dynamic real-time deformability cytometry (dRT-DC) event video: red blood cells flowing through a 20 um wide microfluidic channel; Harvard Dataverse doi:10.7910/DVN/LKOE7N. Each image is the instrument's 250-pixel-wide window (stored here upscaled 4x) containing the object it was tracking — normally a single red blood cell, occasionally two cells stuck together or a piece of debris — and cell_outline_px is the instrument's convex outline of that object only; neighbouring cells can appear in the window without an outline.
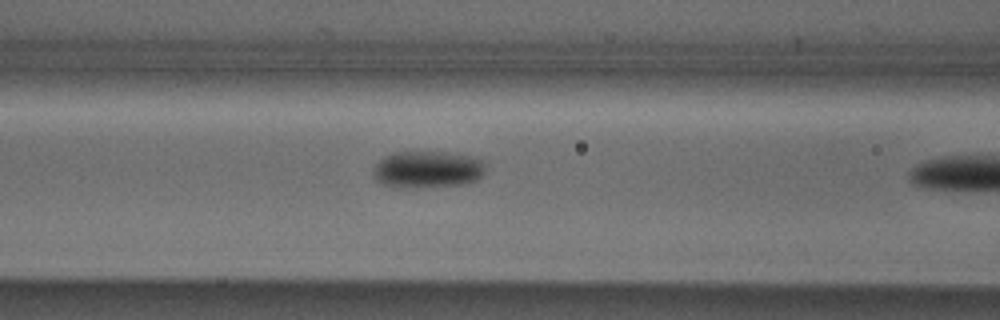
{"species": "Egyptian fruit bat (a non-hibernating species)", "species_latin": "Rousettus aegyptiacus", "temperature_condition": "cold", "stored_images_in_passage": 10, "camera_frame_rate_fps": 3000, "um_per_image_px": 0.085, "animal": {"sex": "male"}, "frame": {"image": 1, "passage_image": 9, "time_ms": 2.667, "image_size_px": [1000, 320], "cell_outline_px": [[484, 172], [476, 180], [464, 184], [404, 188], [392, 188], [380, 184], [376, 180], [372, 172], [372, 168], [384, 156], [392, 152], [444, 152], [472, 156], [480, 160], [484, 164]], "centroid_in_image_um": [36.26, 14.41], "position_along_channel_um": 130.3, "area_um2": 24.33}}